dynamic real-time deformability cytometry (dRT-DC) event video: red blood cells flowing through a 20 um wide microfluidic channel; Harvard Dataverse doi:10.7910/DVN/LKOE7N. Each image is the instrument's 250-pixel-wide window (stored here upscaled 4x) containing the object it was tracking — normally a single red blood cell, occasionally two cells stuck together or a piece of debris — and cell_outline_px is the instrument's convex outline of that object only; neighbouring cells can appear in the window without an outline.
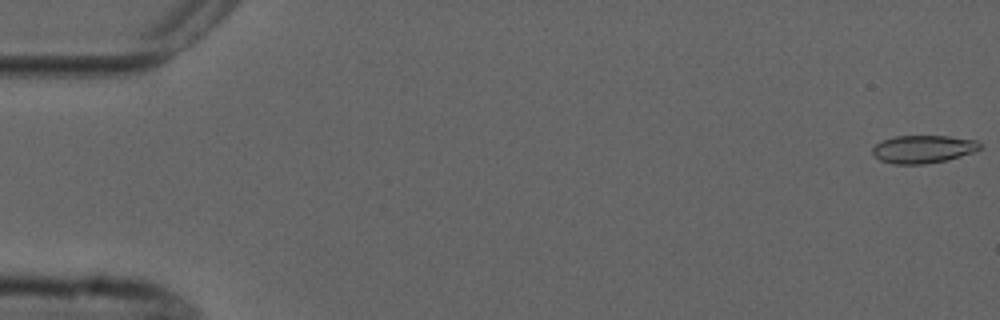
{"species": "common noctule bat (a hibernating species)", "species_latin": "Nyctalus noctula", "temperature_condition": "cold", "stored_images_in_passage": 6, "camera_frame_rate_fps": 3000, "um_per_image_px": 0.085, "animal": {"sex": "male", "forearm_length_mm": 52.5}, "frame": {"image": 1, "passage_image": 1, "time_ms": 0.0, "image_size_px": [1000, 320], "cell_outline_px": [[984, 148], [976, 152], [948, 160], [924, 164], [896, 164], [880, 160], [872, 152], [872, 148], [880, 140], [892, 136], [948, 136], [976, 140], [984, 144]], "centroid_in_image_um": [78.53, 12.67], "position_along_channel_um": 6.5, "area_um2": 17.8}}
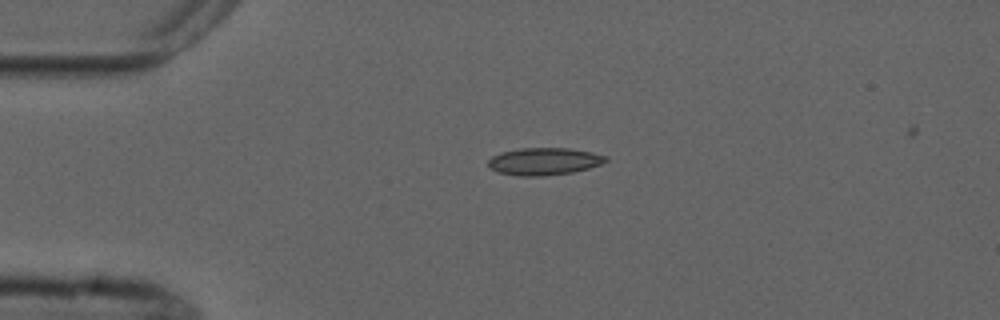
{"frame": {"image": 2, "passage_image": 4, "time_ms": 4.0, "image_size_px": [1000, 320], "cell_outline_px": [[608, 160], [600, 164], [588, 168], [572, 172], [544, 176], [520, 176], [496, 172], [488, 168], [488, 160], [492, 156], [500, 152], [520, 148], [568, 148], [592, 152], [608, 156]], "centroid_in_image_um": [46.21, 13.71], "position_along_channel_um": 38.8, "area_um2": 18.84}}
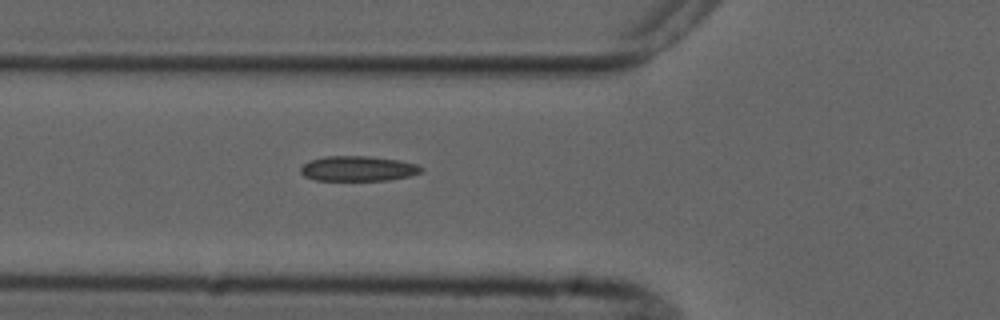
{"frame": {"image": 3, "passage_image": 6, "time_ms": 6.333, "image_size_px": [1000, 320], "cell_outline_px": [[424, 168], [420, 172], [408, 176], [388, 180], [316, 180], [304, 176], [300, 172], [300, 168], [308, 160], [324, 156], [368, 156], [400, 160], [416, 164]], "centroid_in_image_um": [30.4, 14.32], "position_along_channel_um": 95.4, "area_um2": 17.63}}